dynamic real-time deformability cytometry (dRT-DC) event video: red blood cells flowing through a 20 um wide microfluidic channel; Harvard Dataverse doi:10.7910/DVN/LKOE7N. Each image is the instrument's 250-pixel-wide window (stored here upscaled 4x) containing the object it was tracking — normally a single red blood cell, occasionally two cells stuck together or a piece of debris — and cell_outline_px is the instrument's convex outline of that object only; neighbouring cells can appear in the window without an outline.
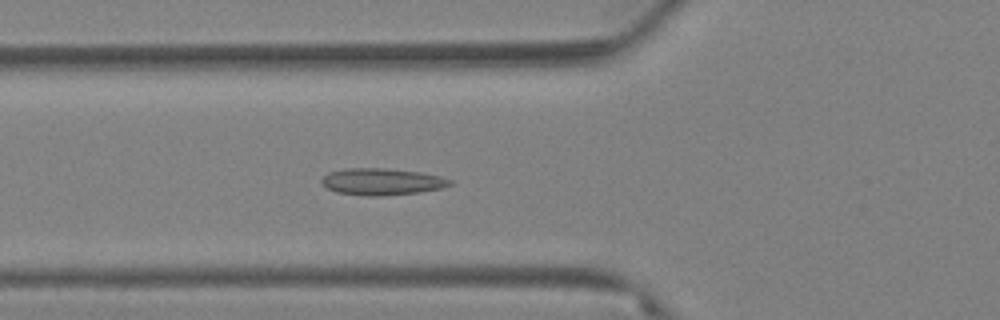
{"species": "Egyptian fruit bat (a non-hibernating species)", "species_latin": "Rousettus aegyptiacus", "temperature_condition": "warm", "stored_images_in_passage": 67, "camera_frame_rate_fps": 3000, "um_per_image_px": 0.085, "animal": {"sex": "female"}, "frame": {"image": 1, "passage_image": 26, "time_ms": 8.333, "image_size_px": [1000, 320], "cell_outline_px": [[452, 184], [440, 188], [416, 192], [380, 196], [368, 196], [336, 192], [320, 184], [320, 180], [328, 172], [348, 168], [384, 168], [420, 172], [440, 176], [452, 180]], "centroid_in_image_um": [32.41, 15.43], "position_along_channel_um": 93.4, "area_um2": 19.88}}
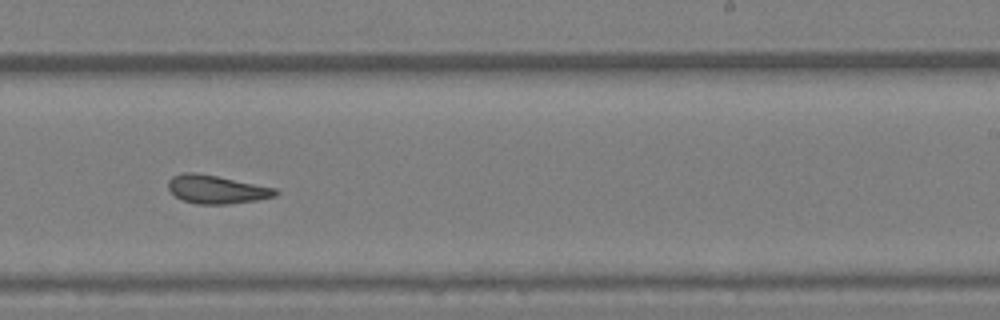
{"frame": {"image": 2, "passage_image": 43, "time_ms": 14.0, "image_size_px": [1000, 320], "cell_outline_px": [[280, 192], [276, 196], [256, 200], [228, 204], [196, 204], [184, 200], [176, 196], [168, 188], [168, 180], [172, 176], [184, 172], [196, 172], [276, 188]], "centroid_in_image_um": [18.4, 16.09], "position_along_channel_um": 270.6, "area_um2": 17.63}}
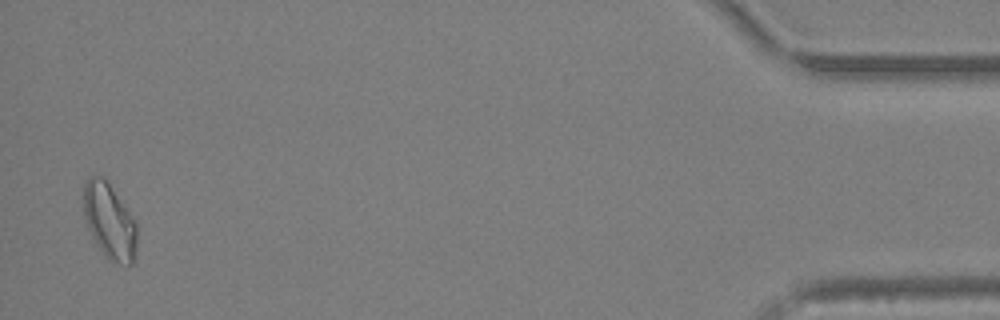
{"frame": {"image": 3, "passage_image": 66, "time_ms": 21.667, "image_size_px": [1000, 320], "cell_outline_px": [[136, 248], [132, 264], [120, 264], [108, 260], [92, 236], [88, 228], [84, 216], [84, 184], [88, 176], [104, 176], [136, 224]], "centroid_in_image_um": [9.28, 18.8], "position_along_channel_um": 425.9, "area_um2": 23.0}, "authors_computed_cell_mechanics": {"area_um2": 19.074, "velocity_mm_per_s": 3.1333, "shape_relaxation_time_tau1_ms": null, "shape_relaxation_time_tau2_ms": 3.871, "deformation_change_tau1": null, "deformation_change_tau2": 0.0857}}